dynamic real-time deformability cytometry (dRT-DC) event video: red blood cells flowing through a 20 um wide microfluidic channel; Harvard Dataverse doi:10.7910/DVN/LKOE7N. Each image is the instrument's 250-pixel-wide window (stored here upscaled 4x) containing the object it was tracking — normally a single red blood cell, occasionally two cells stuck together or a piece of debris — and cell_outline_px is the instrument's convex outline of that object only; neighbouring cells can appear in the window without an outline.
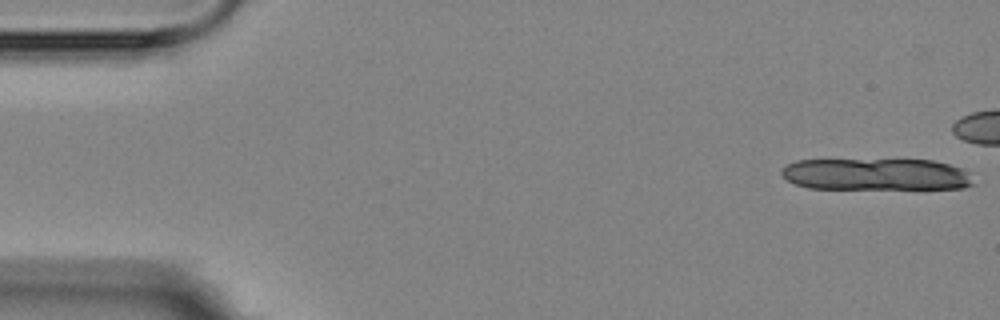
{"species": "Egyptian fruit bat (a non-hibernating species)", "species_latin": "Rousettus aegyptiacus", "temperature_condition": "room temperature", "stored_images_in_passage": 3, "camera_frame_rate_fps": 3000, "um_per_image_px": 0.085, "animal": {"sex": "female"}, "frame": {"image": 1, "passage_image": 1, "time_ms": 0.0, "image_size_px": [1000, 320], "cell_outline_px": [[972, 184], [964, 188], [808, 188], [796, 184], [788, 180], [780, 172], [780, 168], [796, 160], [932, 160], [948, 164], [960, 168], [968, 172]], "centroid_in_image_um": [74.41, 14.81], "position_along_channel_um": 10.6, "area_um2": 35.2}}